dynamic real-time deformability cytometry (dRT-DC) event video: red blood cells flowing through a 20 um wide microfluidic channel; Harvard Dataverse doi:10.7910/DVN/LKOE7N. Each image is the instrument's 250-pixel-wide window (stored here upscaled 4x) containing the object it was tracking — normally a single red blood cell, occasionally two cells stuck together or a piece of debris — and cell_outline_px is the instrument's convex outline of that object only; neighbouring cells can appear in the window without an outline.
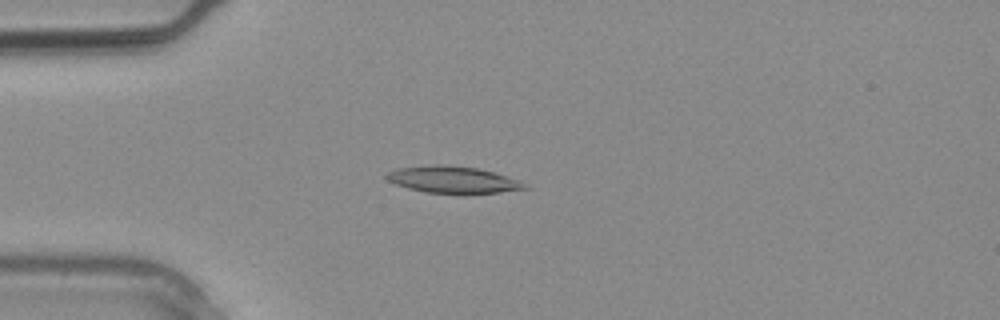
{"species": "common noctule bat (a hibernating species)", "species_latin": "Nyctalus noctula", "temperature_condition": "warm", "stored_images_in_passage": 3, "camera_frame_rate_fps": 3000, "um_per_image_px": 0.085, "animal": {"sex": "male", "body_mass_g": 20.4}, "frame": {"image": 1, "passage_image": 3, "time_ms": 0.667, "image_size_px": [1000, 320], "cell_outline_px": [[528, 188], [500, 192], [464, 196], [424, 192], [408, 188], [396, 184], [388, 180], [384, 176], [388, 172], [396, 168], [436, 164], [440, 164], [476, 168], [492, 172], [516, 180], [524, 184]], "centroid_in_image_um": [38.44, 15.31], "position_along_channel_um": 46.6, "area_um2": 21.91}}